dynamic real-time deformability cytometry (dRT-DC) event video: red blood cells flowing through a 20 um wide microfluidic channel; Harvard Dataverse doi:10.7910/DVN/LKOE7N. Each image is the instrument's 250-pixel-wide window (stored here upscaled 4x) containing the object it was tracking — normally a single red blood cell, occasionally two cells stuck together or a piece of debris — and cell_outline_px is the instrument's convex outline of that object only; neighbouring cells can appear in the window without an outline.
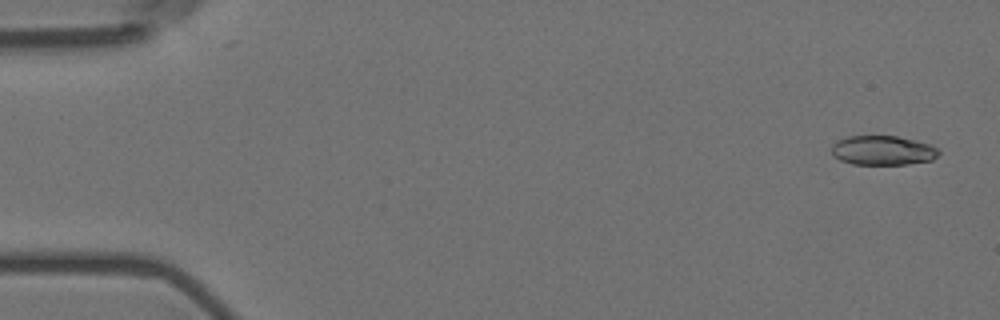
{"species": "Egyptian fruit bat (a non-hibernating species)", "species_latin": "Rousettus aegyptiacus", "temperature_condition": "room temperature", "stored_images_in_passage": 57, "camera_frame_rate_fps": 3000, "um_per_image_px": 0.085, "animal": {"sex": "female"}, "frame": {"image": 1, "passage_image": 3, "time_ms": 0.667, "image_size_px": [1000, 320], "cell_outline_px": [[940, 152], [932, 160], [908, 164], [852, 164], [840, 160], [832, 156], [832, 144], [836, 140], [848, 136], [896, 136], [916, 140], [932, 144]], "centroid_in_image_um": [75.02, 12.78], "position_along_channel_um": 10.0, "area_um2": 18.5}}
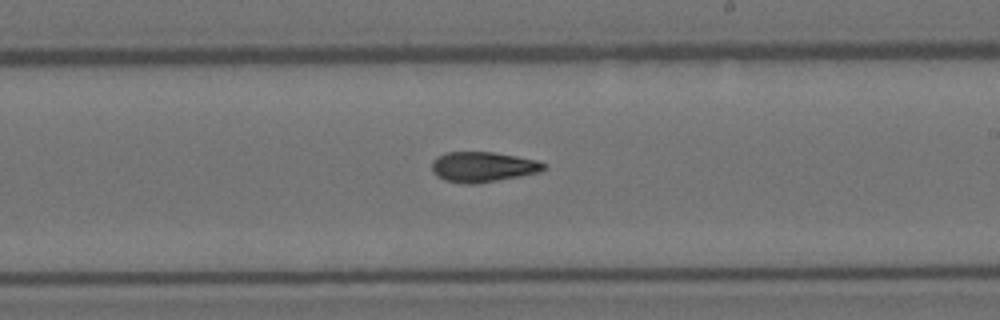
{"frame": {"image": 2, "passage_image": 34, "time_ms": 11.0, "image_size_px": [1000, 320], "cell_outline_px": [[544, 168], [540, 172], [520, 176], [476, 184], [464, 184], [444, 180], [436, 176], [432, 172], [432, 160], [436, 156], [444, 152], [492, 152], [516, 156], [536, 160], [544, 164]], "centroid_in_image_um": [40.97, 14.19], "position_along_channel_um": 248.0, "area_um2": 19.77}}
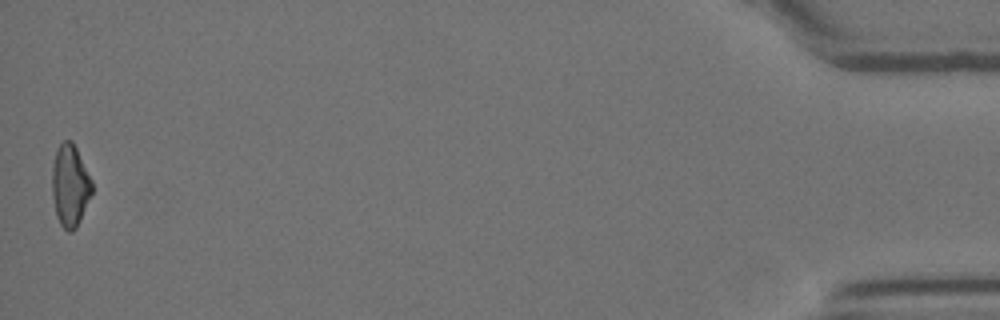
{"frame": {"image": 3, "passage_image": 57, "time_ms": 18.667, "image_size_px": [1000, 320], "cell_outline_px": [[92, 192], [76, 228], [72, 232], [68, 232], [60, 224], [56, 216], [52, 196], [52, 164], [56, 148], [64, 140], [72, 140], [92, 180]], "centroid_in_image_um": [5.93, 15.76], "position_along_channel_um": 429.3, "area_um2": 19.07}, "authors_computed_cell_mechanics": {"area_um2": 19.4786, "velocity_mm_per_s": 3.5898, "shape_relaxation_time_tau1_ms": 7.3524, "shape_relaxation_time_tau2_ms": 6.0083, "deformation_change_tau1": 0.2009, "deformation_change_tau2": 0.1536}}